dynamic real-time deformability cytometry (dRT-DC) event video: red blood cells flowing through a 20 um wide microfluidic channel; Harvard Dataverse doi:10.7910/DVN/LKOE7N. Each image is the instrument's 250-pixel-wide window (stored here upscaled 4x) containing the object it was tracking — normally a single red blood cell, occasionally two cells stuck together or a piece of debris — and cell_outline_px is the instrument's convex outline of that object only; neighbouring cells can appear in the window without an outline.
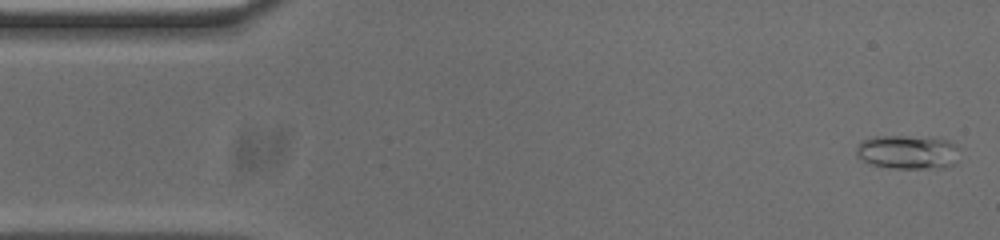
{"species": "common noctule bat (a hibernating species)", "species_latin": "Nyctalus noctula", "temperature_condition": "cold", "stored_images_in_passage": 49, "segment_of_instrument_passage": [1, 2], "camera_frame_rate_fps": 3000, "um_per_image_px": 0.085, "animal": {"sex": "male", "body_mass_g": 20.0, "forearm_length_mm": 53.3}, "frame": {"image": 1, "passage_image": 2, "time_ms": 0.333, "image_size_px": [1000, 240], "cell_outline_px": [[960, 148], [956, 164], [944, 168], [892, 168], [872, 164], [856, 156], [856, 148], [860, 140], [872, 136], [936, 136], [948, 140], [956, 144]], "centroid_in_image_um": [77.21, 12.9], "position_along_channel_um": 7.8, "area_um2": 21.1}}
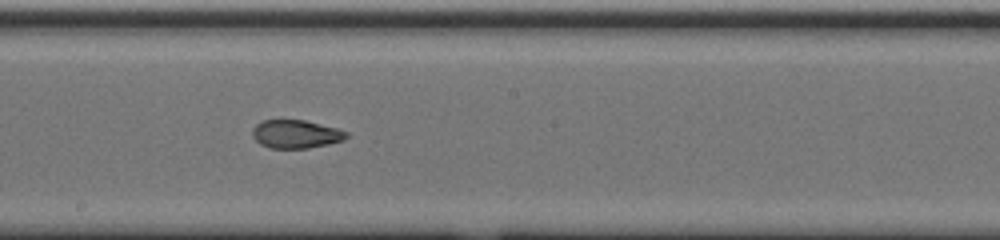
{"frame": {"image": 2, "passage_image": 28, "time_ms": 9.0, "image_size_px": [1000, 240], "cell_outline_px": [[348, 136], [344, 140], [328, 144], [308, 148], [268, 148], [260, 144], [252, 136], [252, 128], [256, 124], [264, 120], [304, 120], [336, 128], [348, 132]], "centroid_in_image_um": [25.13, 11.4], "position_along_channel_um": 223.1, "area_um2": 15.49}}
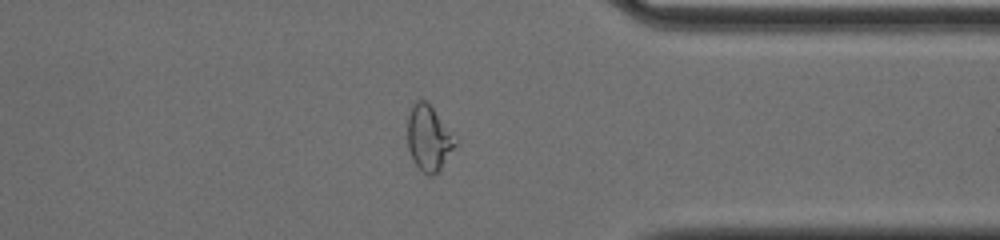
{"frame": {"image": 3, "passage_image": 41, "time_ms": 13.333, "image_size_px": [1000, 240], "cell_outline_px": [[456, 144], [440, 168], [432, 176], [428, 176], [416, 164], [408, 148], [408, 116], [416, 100], [424, 100], [432, 108]], "centroid_in_image_um": [36.38, 11.77], "position_along_channel_um": 375.0, "area_um2": 16.94}}